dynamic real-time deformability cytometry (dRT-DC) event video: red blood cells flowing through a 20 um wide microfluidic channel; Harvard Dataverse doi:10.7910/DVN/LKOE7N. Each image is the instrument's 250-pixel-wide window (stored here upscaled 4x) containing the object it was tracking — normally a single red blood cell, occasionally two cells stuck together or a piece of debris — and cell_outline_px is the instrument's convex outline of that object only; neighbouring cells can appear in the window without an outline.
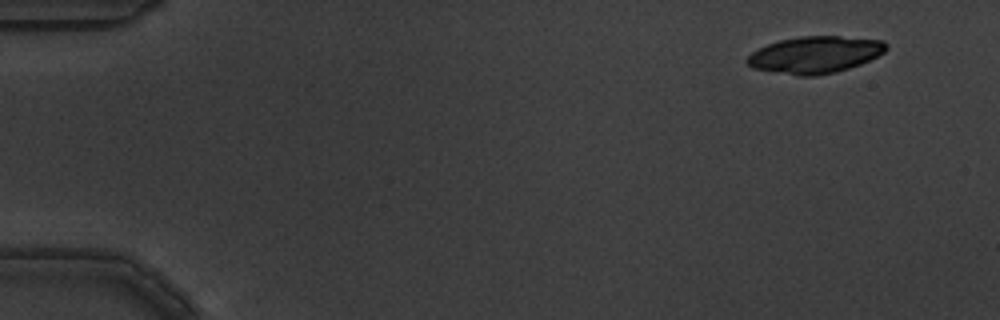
{"species": "common noctule bat (a hibernating species)", "species_latin": "Nyctalus noctula", "temperature_condition": "warm", "stored_images_in_passage": 4, "camera_frame_rate_fps": 3000, "um_per_image_px": 0.085, "animal": {"sex": "male", "body_mass_g": 19.5, "forearm_length_mm": 54.6}, "frame": {"image": 1, "passage_image": 1, "time_ms": 0.0, "image_size_px": [1000, 320], "cell_outline_px": [[888, 48], [884, 52], [860, 64], [836, 72], [816, 76], [800, 76], [752, 68], [744, 60], [752, 52], [768, 44], [780, 40], [800, 36], [840, 36], [884, 40], [888, 44]], "centroid_in_image_um": [69.29, 4.65], "position_along_channel_um": 15.7, "area_um2": 29.82}}